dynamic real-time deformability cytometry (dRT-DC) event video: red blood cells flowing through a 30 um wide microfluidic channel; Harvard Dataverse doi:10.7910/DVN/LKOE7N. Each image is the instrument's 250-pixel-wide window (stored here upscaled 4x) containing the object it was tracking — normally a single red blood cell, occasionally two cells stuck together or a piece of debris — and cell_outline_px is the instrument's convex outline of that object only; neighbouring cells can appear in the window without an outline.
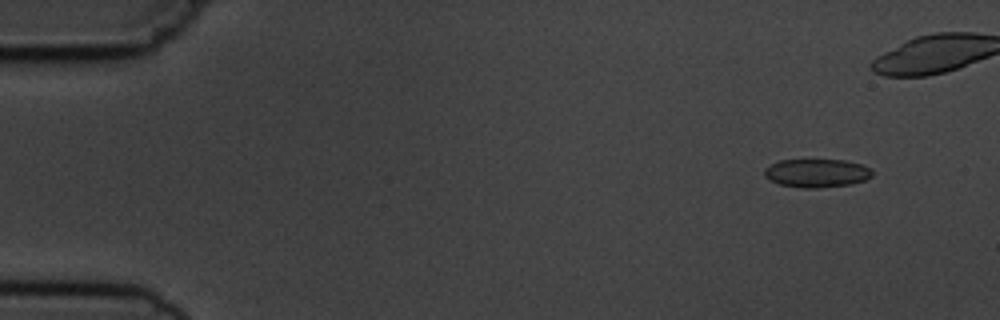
{"species": "common noctule bat (a hibernating species)", "species_latin": "Nyctalus noctula", "temperature_condition": "cold", "stored_images_in_passage": 6, "camera_frame_rate_fps": 3000, "um_per_image_px": 0.085, "animal": {"sex": "male", "body_mass_g": 19.5, "forearm_length_mm": 54.6}, "frame": {"image": 1, "passage_image": 2, "time_ms": 1.0, "image_size_px": [1000, 320], "cell_outline_px": [[872, 176], [864, 180], [852, 184], [816, 188], [804, 188], [780, 184], [768, 180], [764, 176], [764, 168], [780, 160], [844, 160], [860, 164], [868, 168], [872, 172]], "centroid_in_image_um": [69.39, 14.72], "position_along_channel_um": 15.6, "area_um2": 17.74}}